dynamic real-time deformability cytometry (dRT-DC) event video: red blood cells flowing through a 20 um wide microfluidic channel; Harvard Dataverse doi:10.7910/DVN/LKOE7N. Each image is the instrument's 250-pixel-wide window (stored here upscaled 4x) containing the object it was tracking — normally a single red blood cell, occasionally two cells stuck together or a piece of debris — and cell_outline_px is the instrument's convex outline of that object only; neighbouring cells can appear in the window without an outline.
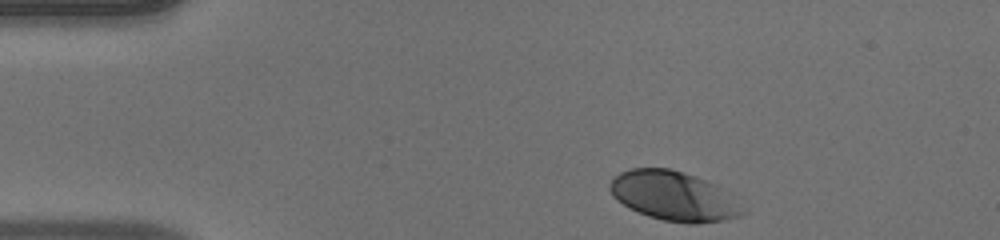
{"species": "human", "species_latin": "Homo sapiens", "temperature_condition": "warm", "stored_images_in_passage": 36, "camera_frame_rate_fps": 3000, "um_per_image_px": 0.085, "donor": {"sex": "male"}, "frame": {"image": 1, "passage_image": 1, "time_ms": 0.0, "image_size_px": [1000, 240], "cell_outline_px": [[748, 212], [740, 216], [724, 220], [696, 224], [688, 224], [664, 220], [648, 216], [616, 200], [612, 196], [608, 188], [608, 184], [612, 176], [620, 172], [632, 168], [668, 168], [684, 172], [708, 180], [740, 196]], "centroid_in_image_um": [57.38, 16.66], "position_along_channel_um": 27.6, "area_um2": 39.36}}
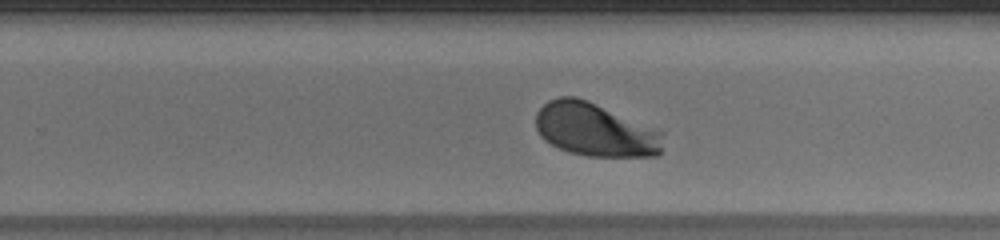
{"frame": {"image": 2, "passage_image": 25, "time_ms": 8.0, "image_size_px": [1000, 240], "cell_outline_px": [[664, 132], [660, 152], [656, 156], [588, 156], [568, 152], [544, 140], [540, 136], [536, 128], [536, 112], [548, 100], [560, 96], [576, 96], [588, 100]], "centroid_in_image_um": [50.57, 11.02], "position_along_channel_um": 279.2, "area_um2": 39.59}}
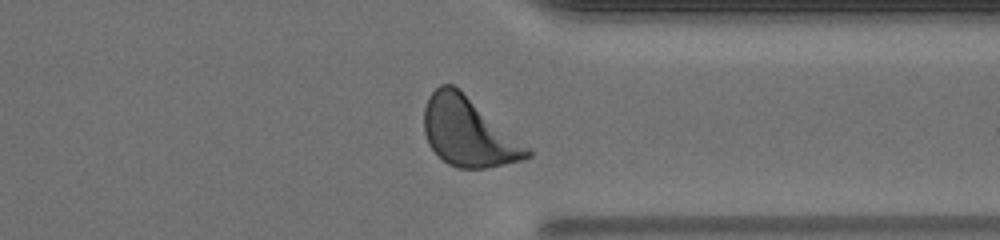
{"frame": {"image": 3, "passage_image": 32, "time_ms": 10.333, "image_size_px": [1000, 240], "cell_outline_px": [[532, 156], [520, 160], [504, 164], [484, 168], [456, 168], [448, 164], [428, 144], [424, 132], [424, 108], [428, 96], [440, 84], [452, 84], [532, 148]], "centroid_in_image_um": [39.82, 11.23], "position_along_channel_um": 371.6, "area_um2": 41.15}, "authors_computed_cell_mechanics": {"area_um2": 39.4774, "velocity_mm_per_s": 4.0148, "shape_relaxation_time_tau1_ms": 1.4236, "shape_relaxation_time_tau2_ms": null, "deformation_change_tau1": 0.1236, "deformation_change_tau2": null}}